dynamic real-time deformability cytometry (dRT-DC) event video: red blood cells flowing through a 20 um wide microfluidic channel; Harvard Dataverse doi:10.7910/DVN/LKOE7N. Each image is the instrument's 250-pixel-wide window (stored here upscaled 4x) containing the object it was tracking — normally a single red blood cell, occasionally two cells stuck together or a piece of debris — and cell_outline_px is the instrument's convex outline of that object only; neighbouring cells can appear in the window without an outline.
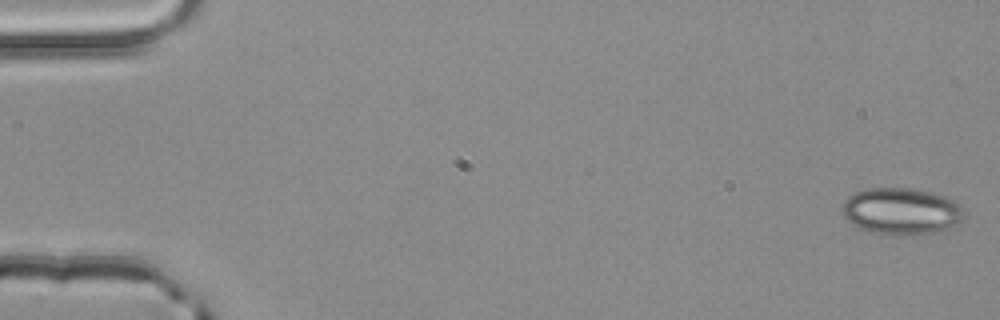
{"species": "common noctule bat (a hibernating species)", "species_latin": "Nyctalus noctula", "temperature_condition": "room temperature", "stored_images_in_passage": 4, "camera_frame_rate_fps": 3000, "um_per_image_px": 0.085, "animal": {"sex": "male", "body_mass_g": 20.4}, "frame": {"image": 1, "passage_image": 1, "time_ms": 0.0, "image_size_px": [1000, 320], "cell_outline_px": [[964, 208], [960, 220], [956, 224], [940, 232], [872, 232], [860, 228], [852, 224], [844, 216], [840, 208], [844, 200], [852, 192], [868, 188], [908, 188], [932, 192], [944, 196], [960, 204]], "centroid_in_image_um": [76.57, 17.89], "position_along_channel_um": 8.4, "area_um2": 32.43}}